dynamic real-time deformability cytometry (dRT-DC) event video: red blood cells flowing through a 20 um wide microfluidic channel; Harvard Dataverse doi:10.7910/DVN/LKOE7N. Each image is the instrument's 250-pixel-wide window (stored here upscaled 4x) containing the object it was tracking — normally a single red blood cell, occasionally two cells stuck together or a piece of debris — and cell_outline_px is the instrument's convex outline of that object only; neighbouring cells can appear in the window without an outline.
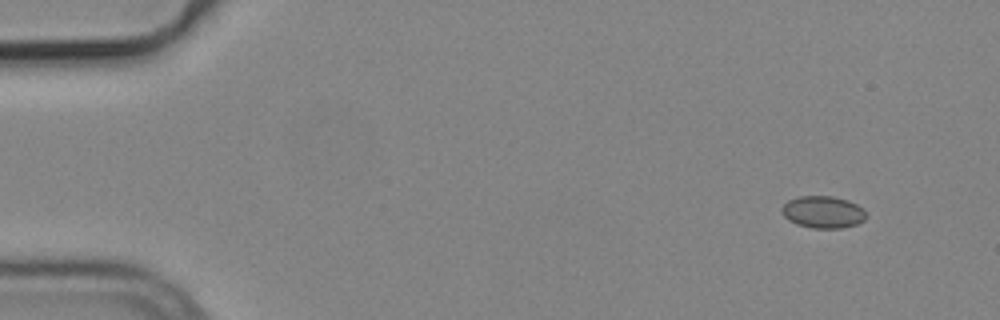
{"species": "common noctule bat (a hibernating species)", "species_latin": "Nyctalus noctula", "temperature_condition": "cold", "stored_images_in_passage": 5, "camera_frame_rate_fps": 3000, "um_per_image_px": 0.085, "animal": {"sex": "male", "body_mass_g": 19.2, "forearm_length_mm": 51.8}, "frame": {"image": 1, "passage_image": 1, "time_ms": 0.0, "image_size_px": [1000, 320], "cell_outline_px": [[868, 216], [864, 220], [856, 224], [840, 228], [812, 228], [796, 224], [788, 220], [784, 216], [780, 208], [788, 200], [800, 196], [832, 196], [848, 200], [864, 208]], "centroid_in_image_um": [69.96, 18.02], "position_along_channel_um": 15.0, "area_um2": 15.9}}
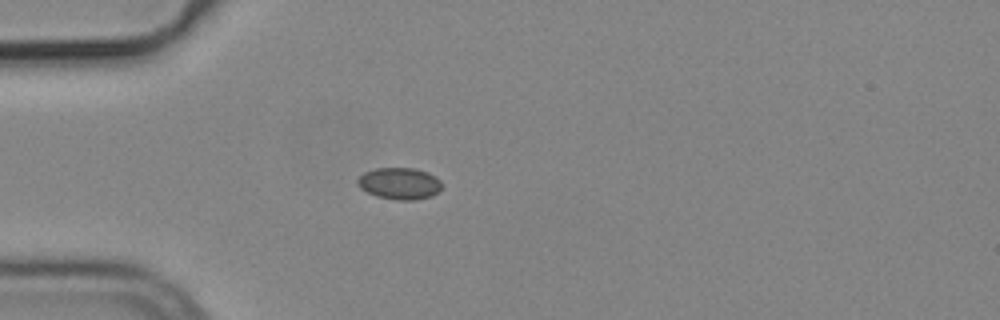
{"frame": {"image": 2, "passage_image": 4, "time_ms": 1.0, "image_size_px": [1000, 320], "cell_outline_px": [[440, 192], [432, 196], [416, 200], [396, 200], [376, 196], [360, 188], [356, 184], [356, 180], [364, 172], [376, 168], [412, 168], [428, 172], [436, 176], [440, 180]], "centroid_in_image_um": [33.96, 15.6], "position_along_channel_um": 51.0, "area_um2": 15.72}}